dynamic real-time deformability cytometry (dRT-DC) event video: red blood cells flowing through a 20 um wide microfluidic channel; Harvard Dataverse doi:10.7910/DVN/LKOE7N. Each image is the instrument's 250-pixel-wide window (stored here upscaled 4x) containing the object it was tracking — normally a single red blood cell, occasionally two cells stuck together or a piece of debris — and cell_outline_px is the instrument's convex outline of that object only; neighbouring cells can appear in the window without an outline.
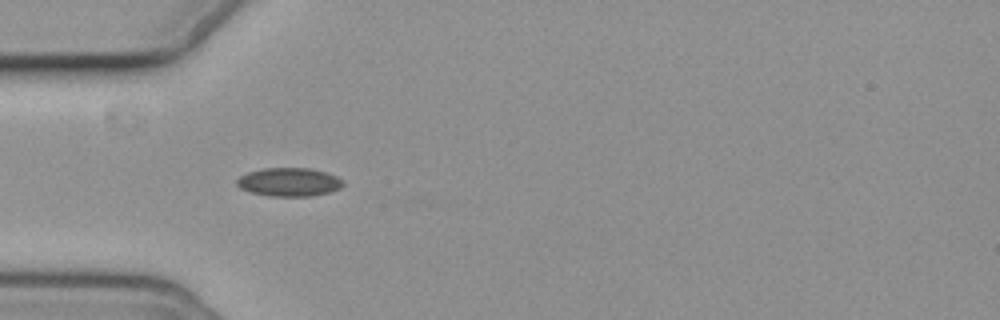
{"species": "common noctule bat (a hibernating species)", "species_latin": "Nyctalus noctula", "temperature_condition": "cold", "stored_images_in_passage": 5, "camera_frame_rate_fps": 3000, "um_per_image_px": 0.085, "animal": {"sex": "female", "body_mass_g": 19.3, "forearm_length_mm": 54.1}, "frame": {"image": 1, "passage_image": 4, "time_ms": 3.333, "image_size_px": [1000, 320], "cell_outline_px": [[344, 184], [340, 188], [328, 192], [312, 196], [272, 196], [252, 192], [240, 188], [236, 184], [236, 180], [240, 176], [248, 172], [264, 168], [308, 168], [324, 172], [336, 176], [344, 180]], "centroid_in_image_um": [24.57, 15.47], "position_along_channel_um": 60.4, "area_um2": 17.51}}
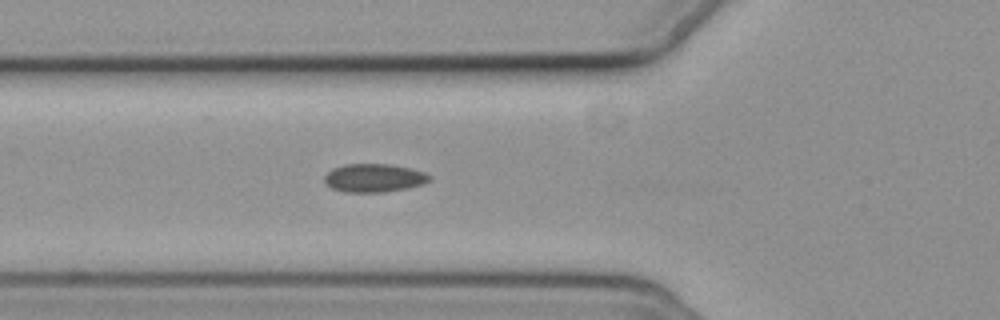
{"frame": {"image": 2, "passage_image": 5, "time_ms": 4.333, "image_size_px": [1000, 320], "cell_outline_px": [[432, 180], [424, 184], [408, 188], [384, 192], [344, 192], [332, 188], [324, 184], [324, 176], [332, 168], [344, 164], [388, 164], [408, 168], [424, 172], [432, 176]], "centroid_in_image_um": [31.79, 15.13], "position_along_channel_um": 94.0, "area_um2": 17.51}}